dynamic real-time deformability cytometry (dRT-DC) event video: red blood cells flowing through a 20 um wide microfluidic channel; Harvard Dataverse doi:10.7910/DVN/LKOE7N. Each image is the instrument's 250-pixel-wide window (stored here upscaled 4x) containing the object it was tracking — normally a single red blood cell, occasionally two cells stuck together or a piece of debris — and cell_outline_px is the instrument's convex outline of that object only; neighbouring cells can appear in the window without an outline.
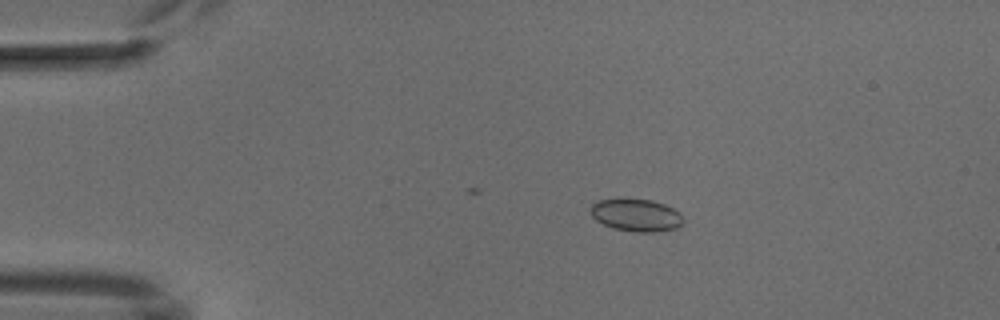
{"species": "common noctule bat (a hibernating species)", "species_latin": "Nyctalus noctula", "temperature_condition": "cold", "stored_images_in_passage": 5, "camera_frame_rate_fps": 3000, "um_per_image_px": 0.085, "animal": {"sex": "male", "body_mass_g": 18.8}, "frame": {"image": 1, "passage_image": 3, "time_ms": 2.333, "image_size_px": [1000, 320], "cell_outline_px": [[684, 220], [676, 228], [656, 232], [636, 232], [612, 228], [596, 220], [592, 216], [592, 204], [600, 200], [620, 196], [652, 200], [664, 204], [680, 212]], "centroid_in_image_um": [54.07, 18.25], "position_along_channel_um": 30.9, "area_um2": 17.92}}
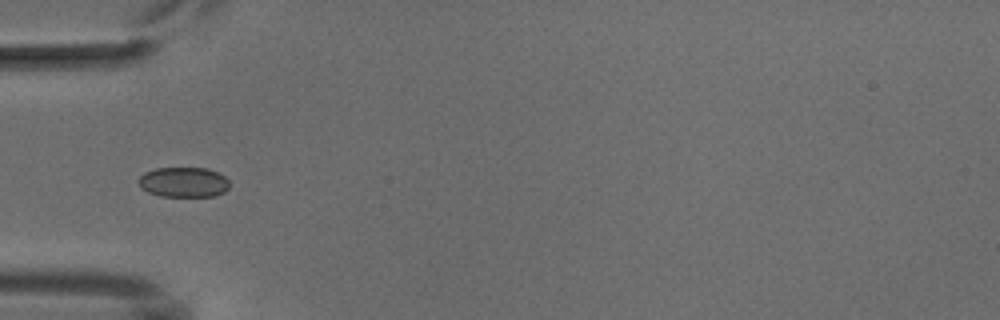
{"frame": {"image": 2, "passage_image": 5, "time_ms": 4.667, "image_size_px": [1000, 320], "cell_outline_px": [[228, 188], [224, 192], [216, 196], [160, 196], [148, 192], [140, 188], [136, 180], [144, 172], [156, 168], [208, 168], [224, 176], [228, 180]], "centroid_in_image_um": [15.56, 15.48], "position_along_channel_um": 69.4, "area_um2": 16.07}}